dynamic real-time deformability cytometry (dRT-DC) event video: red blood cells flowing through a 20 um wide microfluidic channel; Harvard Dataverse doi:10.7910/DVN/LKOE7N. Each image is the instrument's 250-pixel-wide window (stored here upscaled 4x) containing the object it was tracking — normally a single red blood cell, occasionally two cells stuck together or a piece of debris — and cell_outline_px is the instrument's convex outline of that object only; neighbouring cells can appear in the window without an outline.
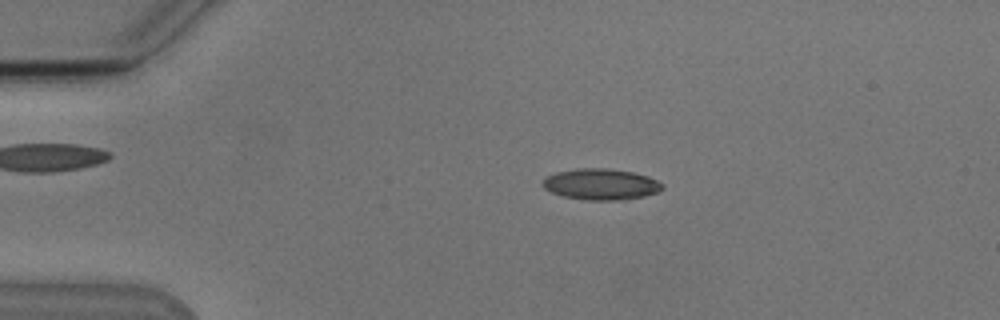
{"species": "Egyptian fruit bat (a non-hibernating species)", "species_latin": "Rousettus aegyptiacus", "temperature_condition": "cold", "stored_images_in_passage": 53, "camera_frame_rate_fps": 3000, "um_per_image_px": 0.085, "animal": {"sex": "male"}, "frame": {"image": 1, "passage_image": 11, "time_ms": 3.333, "image_size_px": [1000, 320], "cell_outline_px": [[664, 188], [656, 192], [644, 196], [616, 200], [584, 200], [564, 196], [552, 192], [544, 188], [540, 184], [548, 176], [556, 172], [576, 168], [608, 168], [632, 172], [648, 176], [664, 184]], "centroid_in_image_um": [51.07, 15.65], "position_along_channel_um": 33.9, "area_um2": 21.62}}
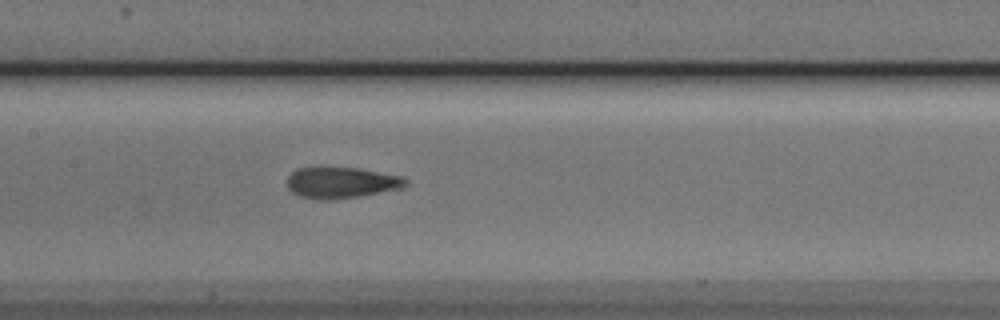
{"frame": {"image": 2, "passage_image": 26, "time_ms": 8.333, "image_size_px": [1000, 320], "cell_outline_px": [[408, 184], [404, 188], [360, 196], [328, 200], [320, 200], [300, 196], [292, 192], [288, 188], [288, 176], [292, 172], [300, 168], [316, 164], [320, 164], [360, 168], [404, 176], [408, 180]], "centroid_in_image_um": [29.03, 15.47], "position_along_channel_um": 178.4, "area_um2": 22.48}}
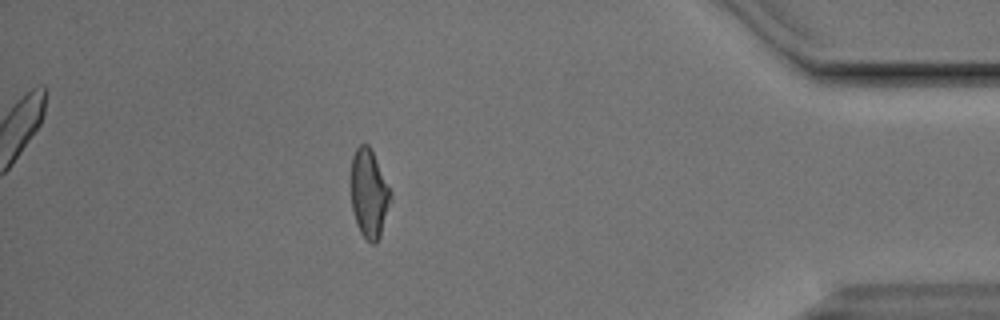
{"frame": {"image": 3, "passage_image": 47, "time_ms": 15.333, "image_size_px": [1000, 320], "cell_outline_px": [[392, 196], [380, 236], [376, 244], [372, 244], [360, 232], [356, 224], [352, 208], [352, 156], [356, 148], [360, 144], [368, 144], [372, 148], [392, 192]], "centroid_in_image_um": [31.39, 16.43], "position_along_channel_um": 403.8, "area_um2": 20.46}, "authors_computed_cell_mechanics": {"area_um2": 21.7328, "velocity_mm_per_s": 3.8404, "shape_relaxation_time_tau1_ms": 4.5291, "shape_relaxation_time_tau2_ms": 3.2067, "deformation_change_tau1": 0.1182, "deformation_change_tau2": 0.144}}